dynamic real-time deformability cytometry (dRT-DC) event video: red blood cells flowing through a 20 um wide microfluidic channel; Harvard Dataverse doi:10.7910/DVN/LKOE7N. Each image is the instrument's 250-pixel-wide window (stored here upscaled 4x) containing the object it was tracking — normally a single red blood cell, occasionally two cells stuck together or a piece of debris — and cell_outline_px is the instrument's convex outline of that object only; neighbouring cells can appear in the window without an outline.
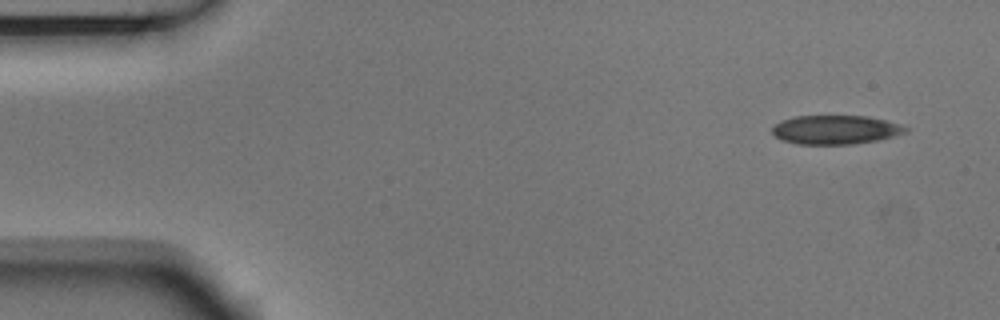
{"species": "Egyptian fruit bat (a non-hibernating species)", "species_latin": "Rousettus aegyptiacus", "temperature_condition": "room temperature", "stored_images_in_passage": 7, "camera_frame_rate_fps": 3000, "um_per_image_px": 0.085, "animal": {"sex": "male"}, "frame": {"image": 1, "passage_image": 1, "time_ms": 0.0, "image_size_px": [1000, 320], "cell_outline_px": [[908, 132], [876, 140], [852, 144], [796, 144], [780, 140], [772, 132], [772, 128], [780, 120], [796, 116], [868, 116], [900, 124], [908, 128]], "centroid_in_image_um": [70.99, 11.02], "position_along_channel_um": 14.0, "area_um2": 22.43}}
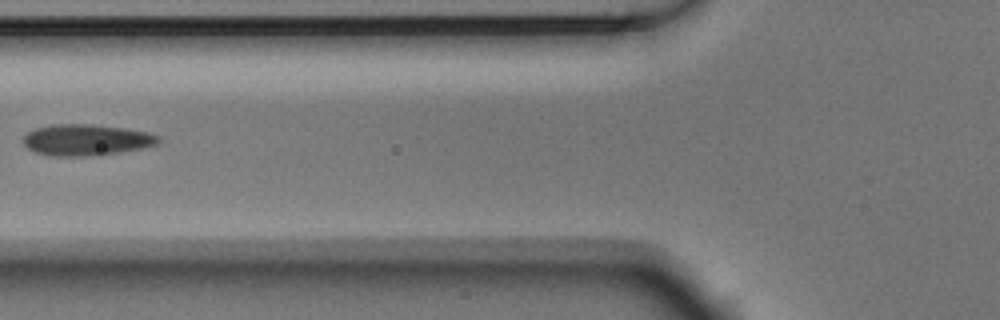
{"frame": {"image": 2, "passage_image": 6, "time_ms": 1.667, "image_size_px": [1000, 320], "cell_outline_px": [[160, 140], [156, 144], [140, 148], [116, 152], [84, 156], [52, 156], [32, 152], [24, 144], [24, 136], [28, 132], [36, 128], [52, 124], [92, 124], [124, 128], [148, 132], [160, 136]], "centroid_in_image_um": [7.29, 11.88], "position_along_channel_um": 118.5, "area_um2": 24.39}}
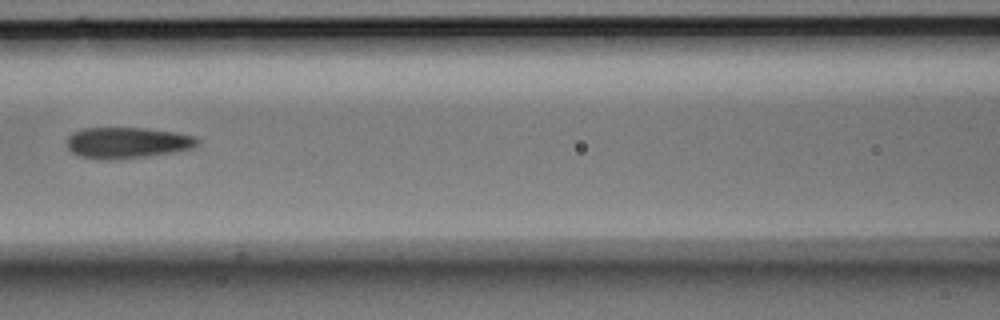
{"frame": {"image": 3, "passage_image": 7, "time_ms": 2.0, "image_size_px": [1000, 320], "cell_outline_px": [[200, 140], [192, 148], [172, 152], [148, 156], [108, 160], [104, 160], [80, 156], [72, 152], [68, 148], [68, 136], [72, 132], [84, 128], [148, 128], [176, 132], [196, 136]], "centroid_in_image_um": [10.82, 12.12], "position_along_channel_um": 155.8, "area_um2": 23.64}}